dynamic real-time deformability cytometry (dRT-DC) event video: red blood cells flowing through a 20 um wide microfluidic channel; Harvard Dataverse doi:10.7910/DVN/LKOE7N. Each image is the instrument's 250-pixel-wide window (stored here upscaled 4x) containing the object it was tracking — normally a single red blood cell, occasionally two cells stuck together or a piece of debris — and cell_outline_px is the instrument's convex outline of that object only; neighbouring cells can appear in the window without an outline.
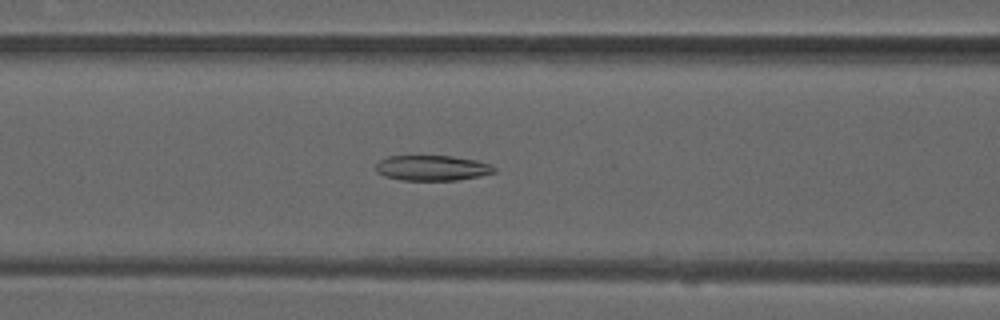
{"species": "common noctule bat (a hibernating species)", "species_latin": "Nyctalus noctula", "temperature_condition": "warm", "stored_images_in_passage": 49, "camera_frame_rate_fps": 3000, "um_per_image_px": 0.085, "animal": {"sex": "male", "forearm_length_mm": 52.5}, "frame": {"image": 1, "passage_image": 20, "time_ms": 6.333, "image_size_px": [1000, 320], "cell_outline_px": [[496, 172], [480, 176], [456, 180], [400, 180], [384, 176], [376, 172], [376, 164], [380, 160], [388, 156], [452, 156], [476, 160], [488, 164], [496, 168]], "centroid_in_image_um": [36.72, 14.28], "position_along_channel_um": 129.9, "area_um2": 17.46}}
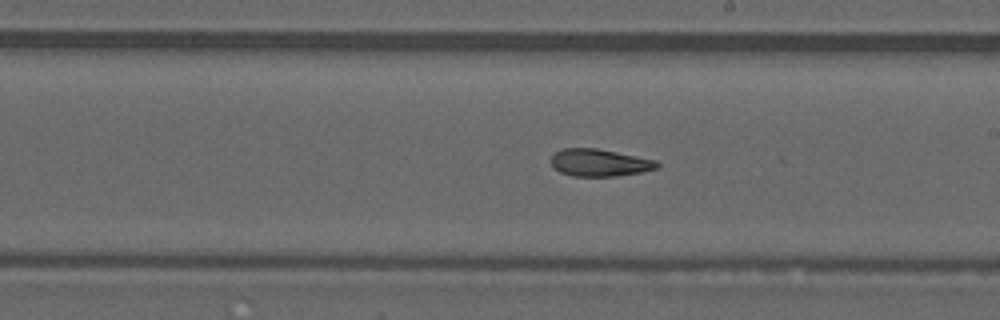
{"frame": {"image": 2, "passage_image": 28, "time_ms": 9.0, "image_size_px": [1000, 320], "cell_outline_px": [[660, 164], [656, 168], [640, 172], [616, 176], [572, 176], [560, 172], [552, 168], [552, 156], [556, 152], [564, 148], [596, 148], [656, 160]], "centroid_in_image_um": [50.93, 13.83], "position_along_channel_um": 238.1, "area_um2": 16.7}}
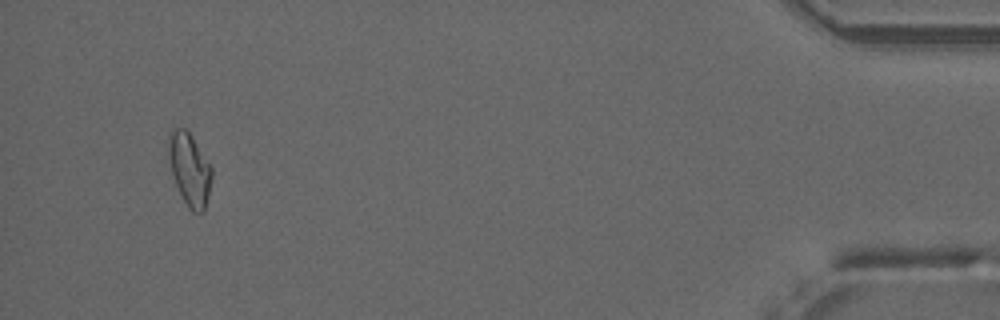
{"frame": {"image": 3, "passage_image": 47, "time_ms": 15.333, "image_size_px": [1000, 320], "cell_outline_px": [[212, 176], [208, 196], [204, 212], [192, 212], [188, 208], [172, 176], [168, 156], [168, 136], [172, 128], [184, 128], [188, 132], [212, 168]], "centroid_in_image_um": [16.09, 14.4], "position_along_channel_um": 419.1, "area_um2": 18.03}, "authors_computed_cell_mechanics": {"area_um2": 17.7446, "velocity_mm_per_s": 4.066, "shape_relaxation_time_tau1_ms": null, "shape_relaxation_time_tau2_ms": 3.9474, "deformation_change_tau1": null, "deformation_change_tau2": 0.1204}}